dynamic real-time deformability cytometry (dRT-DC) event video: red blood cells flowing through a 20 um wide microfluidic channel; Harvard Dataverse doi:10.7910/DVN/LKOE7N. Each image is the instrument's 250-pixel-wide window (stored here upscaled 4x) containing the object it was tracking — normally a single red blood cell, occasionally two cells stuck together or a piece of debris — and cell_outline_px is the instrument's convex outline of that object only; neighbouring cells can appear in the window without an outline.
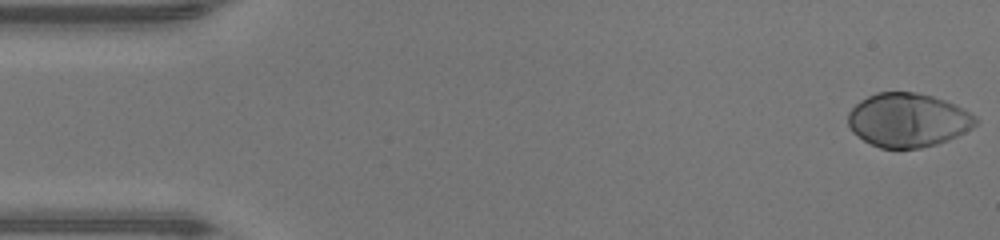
{"species": "human", "species_latin": "Homo sapiens", "temperature_condition": "warm", "stored_images_in_passage": 47, "camera_frame_rate_fps": 3000, "um_per_image_px": 0.085, "donor": {"sex": "male"}, "frame": {"image": 1, "passage_image": 1, "time_ms": 0.0, "image_size_px": [1000, 240], "cell_outline_px": [[980, 120], [972, 128], [948, 140], [936, 144], [920, 148], [880, 148], [864, 140], [852, 132], [848, 124], [848, 112], [860, 100], [876, 92], [916, 92], [932, 96], [956, 104], [976, 116]], "centroid_in_image_um": [77.18, 10.2], "position_along_channel_um": 7.8, "area_um2": 40.11}}
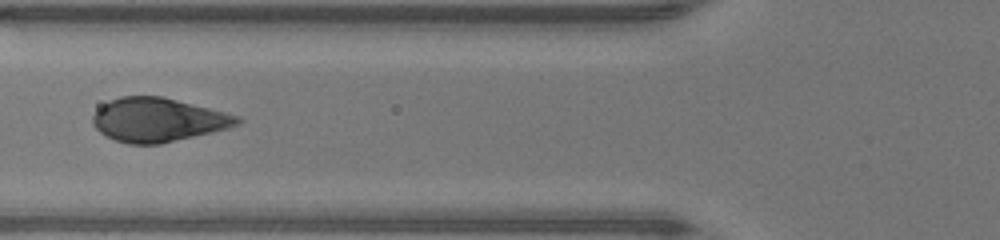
{"frame": {"image": 2, "passage_image": 18, "time_ms": 5.667, "image_size_px": [1000, 240], "cell_outline_px": [[244, 120], [240, 124], [228, 128], [212, 132], [160, 144], [128, 144], [116, 140], [100, 132], [92, 124], [92, 116], [108, 100], [120, 96], [164, 96], [240, 116]], "centroid_in_image_um": [13.45, 10.18], "position_along_channel_um": 112.3, "area_um2": 36.93}}
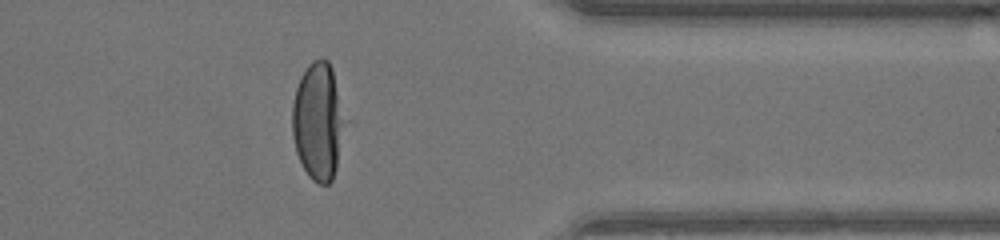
{"frame": {"image": 3, "passage_image": 38, "time_ms": 12.333, "image_size_px": [1000, 240], "cell_outline_px": [[340, 124], [336, 168], [332, 180], [328, 184], [320, 184], [312, 180], [308, 176], [296, 152], [292, 136], [292, 104], [296, 88], [300, 76], [308, 64], [312, 60], [320, 56], [328, 60], [332, 68], [336, 92]], "centroid_in_image_um": [26.92, 10.29], "position_along_channel_um": 384.5, "area_um2": 34.22}, "authors_computed_cell_mechanics": {"area_um2": 39.3618, "velocity_mm_per_s": 4.3283, "shape_relaxation_time_tau1_ms": 2.0915, "shape_relaxation_time_tau2_ms": null, "deformation_change_tau1": 0.2019, "deformation_change_tau2": null}}